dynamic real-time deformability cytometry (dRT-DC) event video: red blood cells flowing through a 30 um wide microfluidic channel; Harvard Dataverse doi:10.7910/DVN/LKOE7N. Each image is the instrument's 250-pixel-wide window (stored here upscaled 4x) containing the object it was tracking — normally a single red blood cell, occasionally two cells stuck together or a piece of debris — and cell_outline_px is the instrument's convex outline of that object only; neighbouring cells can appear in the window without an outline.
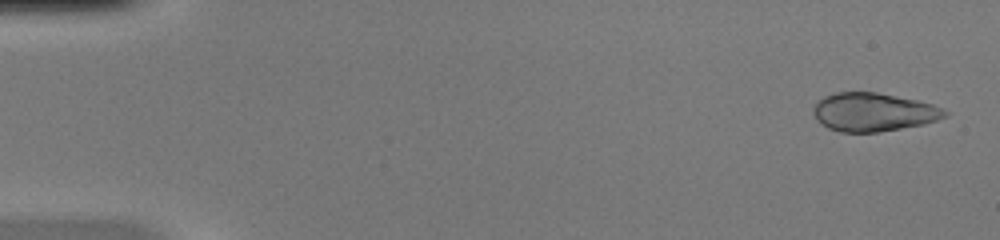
{"species": "common noctule bat (a hibernating species)", "species_latin": "Nyctalus noctula", "temperature_condition": "warm", "stored_images_in_passage": 50, "camera_frame_rate_fps": 3000, "um_per_image_px": 0.085, "animal": {"sex": "female", "body_mass_g": 20.0, "forearm_length_mm": 54.0}, "frame": {"image": 1, "passage_image": 2, "time_ms": 0.333, "image_size_px": [1000, 240], "cell_outline_px": [[948, 116], [924, 124], [876, 132], [840, 132], [828, 128], [816, 120], [812, 112], [812, 108], [816, 100], [824, 96], [836, 92], [876, 92], [916, 100], [932, 104], [944, 108], [948, 112]], "centroid_in_image_um": [74.2, 9.52], "position_along_channel_um": 10.8, "area_um2": 29.59}}